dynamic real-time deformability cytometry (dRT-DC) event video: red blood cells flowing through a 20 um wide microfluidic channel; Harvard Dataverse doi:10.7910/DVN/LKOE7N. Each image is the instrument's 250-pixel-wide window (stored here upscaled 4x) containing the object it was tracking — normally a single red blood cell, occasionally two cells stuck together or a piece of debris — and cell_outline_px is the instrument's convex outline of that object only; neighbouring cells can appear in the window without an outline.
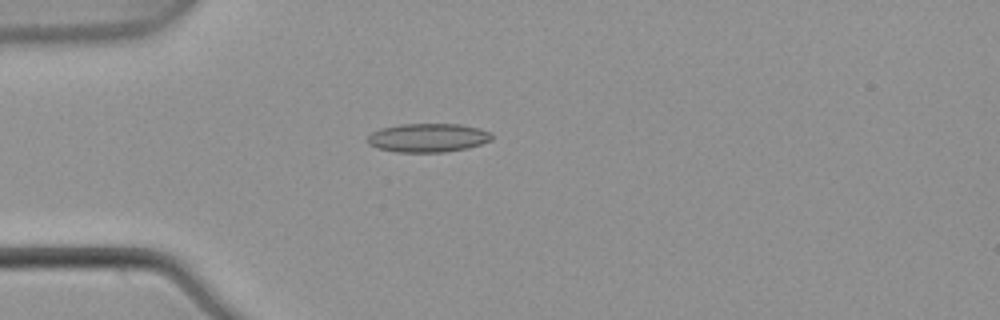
{"species": "common noctule bat (a hibernating species)", "species_latin": "Nyctalus noctula", "temperature_condition": "warm", "stored_images_in_passage": 1, "camera_frame_rate_fps": 3000, "um_per_image_px": 0.085, "animal": {"sex": "male", "body_mass_g": 21.5, "forearm_length_mm": 52.0}, "frame": {"image": 1, "passage_image": 1, "time_ms": 0.0, "image_size_px": [1000, 320], "cell_outline_px": [[492, 140], [468, 148], [444, 152], [396, 152], [380, 148], [368, 144], [368, 136], [372, 132], [380, 128], [400, 124], [460, 124], [480, 128], [492, 132]], "centroid_in_image_um": [36.4, 11.7], "position_along_channel_um": 48.6, "area_um2": 20.87}}